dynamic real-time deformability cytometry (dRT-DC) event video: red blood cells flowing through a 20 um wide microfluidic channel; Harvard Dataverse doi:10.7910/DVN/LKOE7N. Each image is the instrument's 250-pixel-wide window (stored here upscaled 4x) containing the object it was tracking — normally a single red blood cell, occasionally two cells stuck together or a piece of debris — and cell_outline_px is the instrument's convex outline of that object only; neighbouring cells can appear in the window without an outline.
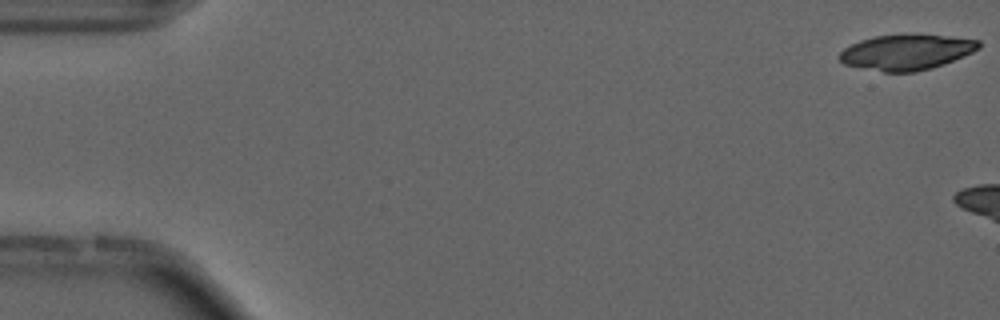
{"species": "common noctule bat (a hibernating species)", "species_latin": "Nyctalus noctula", "temperature_condition": "cold", "stored_images_in_passage": 7, "camera_frame_rate_fps": 3000, "um_per_image_px": 0.085, "animal": {"sex": "male", "forearm_length_mm": 52.5}, "frame": {"image": 1, "passage_image": 1, "time_ms": 0.0, "image_size_px": [1000, 320], "cell_outline_px": [[980, 48], [972, 52], [952, 60], [916, 72], [884, 72], [844, 64], [840, 60], [840, 52], [844, 48], [860, 40], [876, 36], [944, 36], [980, 40]], "centroid_in_image_um": [77.01, 4.45], "position_along_channel_um": 8.0, "area_um2": 27.74}}